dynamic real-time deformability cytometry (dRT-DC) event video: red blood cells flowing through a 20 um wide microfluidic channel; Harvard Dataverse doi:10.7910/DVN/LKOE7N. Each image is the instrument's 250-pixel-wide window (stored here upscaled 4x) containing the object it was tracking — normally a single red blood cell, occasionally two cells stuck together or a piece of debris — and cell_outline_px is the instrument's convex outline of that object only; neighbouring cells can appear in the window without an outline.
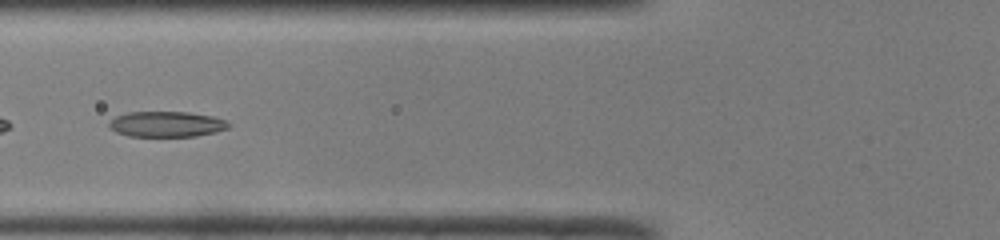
{"species": "common noctule bat (a hibernating species)", "species_latin": "Nyctalus noctula", "temperature_condition": "room temperature", "stored_images_in_passage": 35, "camera_frame_rate_fps": 3000, "um_per_image_px": 0.085, "animal": {"sex": "male", "body_mass_g": 19.0, "forearm_length_mm": 50.8}, "frame": {"image": 1, "passage_image": 5, "time_ms": 1.333, "image_size_px": [1000, 240], "cell_outline_px": [[232, 124], [228, 128], [216, 132], [196, 136], [128, 136], [116, 132], [108, 128], [108, 124], [116, 116], [128, 112], [188, 112], [212, 116], [228, 120]], "centroid_in_image_um": [14.18, 10.55], "position_along_channel_um": 111.6, "area_um2": 17.92}}
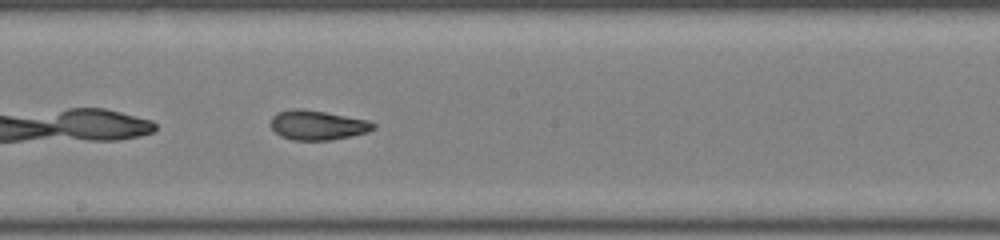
{"frame": {"image": 2, "passage_image": 13, "time_ms": 4.0, "image_size_px": [1000, 240], "cell_outline_px": [[376, 128], [368, 132], [332, 140], [292, 140], [280, 136], [272, 128], [272, 116], [276, 112], [292, 108], [300, 108], [324, 112], [368, 120], [376, 124]], "centroid_in_image_um": [26.99, 10.63], "position_along_channel_um": 221.2, "area_um2": 17.69}}
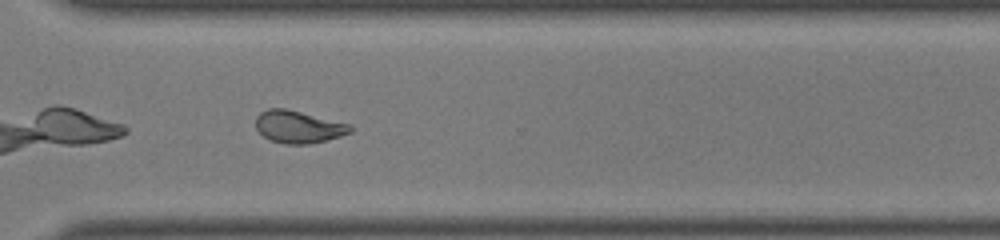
{"frame": {"image": 3, "passage_image": 22, "time_ms": 7.0, "image_size_px": [1000, 240], "cell_outline_px": [[352, 132], [340, 136], [308, 144], [284, 144], [268, 140], [256, 128], [256, 116], [260, 112], [268, 108], [288, 108], [352, 124]], "centroid_in_image_um": [25.36, 10.76], "position_along_channel_um": 345.2, "area_um2": 18.09}, "authors_computed_cell_mechanics": {"area_um2": 17.9758, "velocity_mm_per_s": 4.1236, "shape_relaxation_time_tau1_ms": 9.5122, "shape_relaxation_time_tau2_ms": 1.888, "deformation_change_tau1": 0.2887, "deformation_change_tau2": 0.0918}}